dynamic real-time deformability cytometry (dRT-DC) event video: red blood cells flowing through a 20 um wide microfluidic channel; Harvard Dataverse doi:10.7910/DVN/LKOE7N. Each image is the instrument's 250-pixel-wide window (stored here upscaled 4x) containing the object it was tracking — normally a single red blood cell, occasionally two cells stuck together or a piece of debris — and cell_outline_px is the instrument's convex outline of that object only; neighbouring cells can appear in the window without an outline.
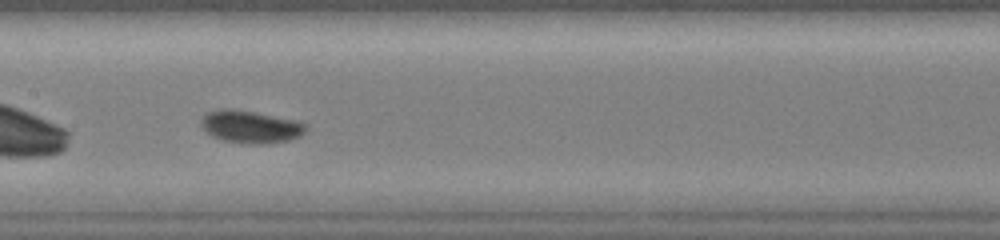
{"species": "common noctule bat (a hibernating species)", "species_latin": "Nyctalus noctula", "temperature_condition": "warm", "stored_images_in_passage": 26, "camera_frame_rate_fps": 3000, "um_per_image_px": 0.085, "animal": {"sex": "female", "body_mass_g": 19.0, "forearm_length_mm": 51.5}, "frame": {"image": 1, "passage_image": 12, "time_ms": 3.667, "image_size_px": [1000, 240], "cell_outline_px": [[308, 128], [300, 136], [288, 140], [256, 144], [224, 140], [208, 132], [200, 124], [204, 116], [208, 112], [220, 108], [232, 108], [256, 112], [296, 120], [308, 124]], "centroid_in_image_um": [21.34, 10.74], "position_along_channel_um": 186.1, "area_um2": 19.54}}